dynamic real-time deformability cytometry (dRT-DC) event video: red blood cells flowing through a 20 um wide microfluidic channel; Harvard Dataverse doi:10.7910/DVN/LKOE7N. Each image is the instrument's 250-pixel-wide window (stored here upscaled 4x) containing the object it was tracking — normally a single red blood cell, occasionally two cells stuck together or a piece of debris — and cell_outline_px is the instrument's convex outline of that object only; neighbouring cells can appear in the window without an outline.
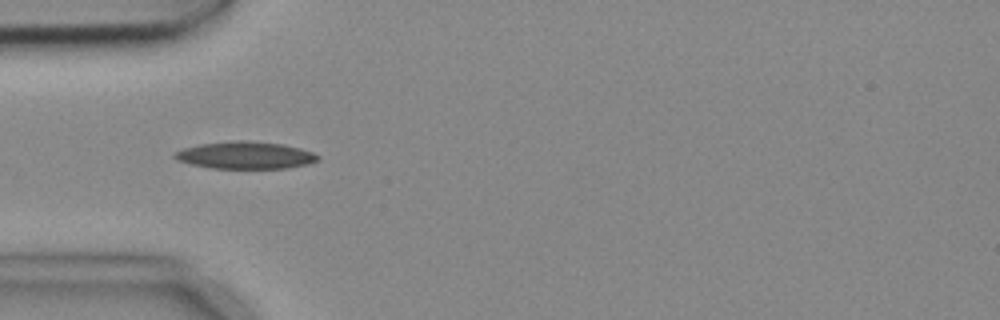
{"species": "common noctule bat (a hibernating species)", "species_latin": "Nyctalus noctula", "temperature_condition": "cold", "stored_images_in_passage": 8, "camera_frame_rate_fps": 3000, "um_per_image_px": 0.085, "animal": {"sex": "female", "body_mass_g": 18.4}, "frame": {"image": 1, "passage_image": 4, "time_ms": 1.0, "image_size_px": [1000, 320], "cell_outline_px": [[320, 156], [316, 160], [304, 164], [288, 168], [212, 168], [192, 164], [176, 160], [172, 156], [176, 152], [184, 148], [200, 144], [236, 140], [244, 140], [284, 144], [300, 148], [312, 152]], "centroid_in_image_um": [20.83, 13.19], "position_along_channel_um": 64.2, "area_um2": 22.48}}
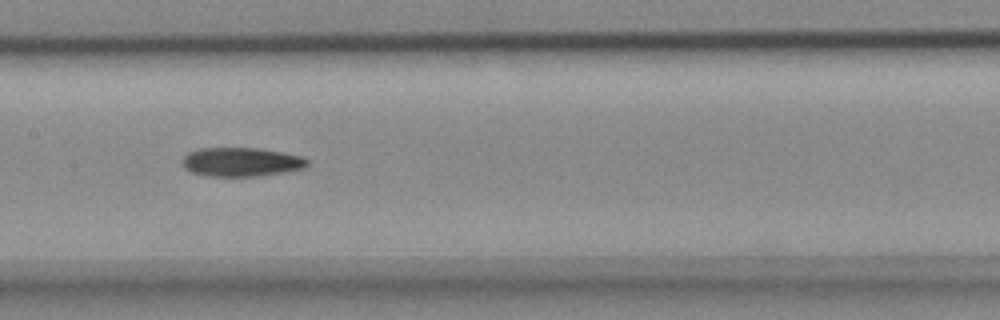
{"frame": {"image": 2, "passage_image": 7, "time_ms": 2.0, "image_size_px": [1000, 320], "cell_outline_px": [[308, 164], [304, 168], [284, 172], [260, 176], [208, 176], [192, 172], [184, 168], [184, 156], [188, 152], [200, 148], [256, 148], [280, 152], [300, 156], [308, 160]], "centroid_in_image_um": [20.5, 13.77], "position_along_channel_um": 186.9, "area_um2": 20.87}}
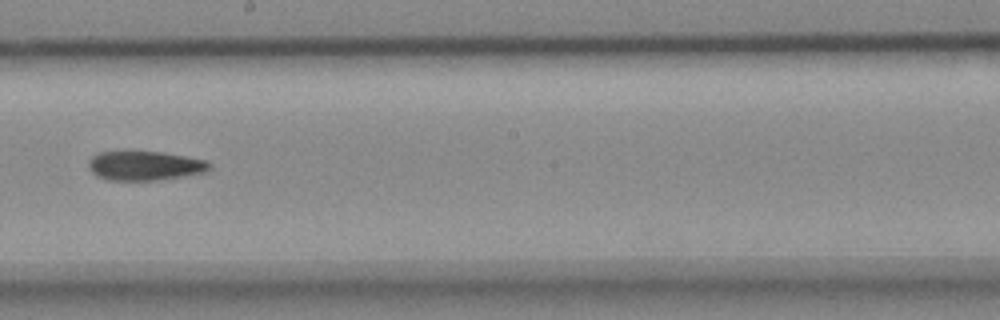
{"frame": {"image": 3, "passage_image": 8, "time_ms": 2.333, "image_size_px": [1000, 320], "cell_outline_px": [[208, 168], [204, 172], [156, 180], [108, 180], [96, 176], [88, 168], [88, 160], [96, 152], [160, 152], [184, 156], [204, 160], [208, 164]], "centroid_in_image_um": [12.19, 14.09], "position_along_channel_um": 236.0, "area_um2": 20.23}}